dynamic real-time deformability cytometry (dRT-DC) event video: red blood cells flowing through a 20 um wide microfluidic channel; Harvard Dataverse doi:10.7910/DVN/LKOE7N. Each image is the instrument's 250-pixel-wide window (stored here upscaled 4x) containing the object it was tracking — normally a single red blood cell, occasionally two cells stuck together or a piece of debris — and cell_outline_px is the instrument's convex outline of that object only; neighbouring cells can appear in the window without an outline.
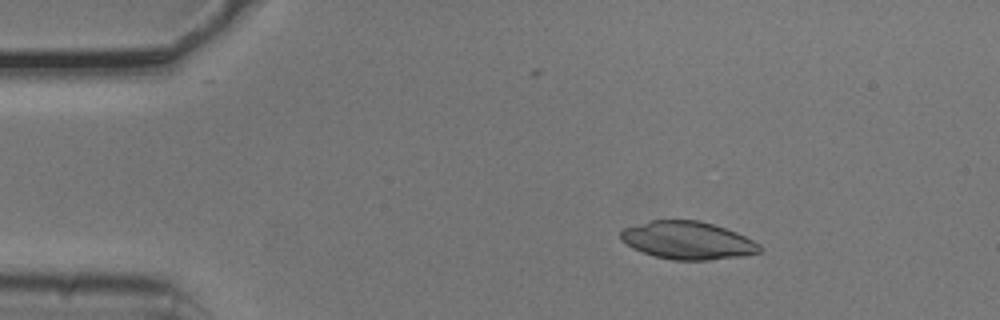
{"species": "common noctule bat (a hibernating species)", "species_latin": "Nyctalus noctula", "temperature_condition": "cold", "stored_images_in_passage": 4, "camera_frame_rate_fps": 3000, "um_per_image_px": 0.085, "animal": {"sex": "male", "body_mass_g": 20.5, "forearm_length_mm": 52.5}, "frame": {"image": 1, "passage_image": 2, "time_ms": 0.333, "image_size_px": [1000, 320], "cell_outline_px": [[760, 252], [744, 256], [708, 260], [672, 260], [656, 256], [632, 248], [620, 240], [620, 232], [624, 228], [652, 220], [700, 220], [736, 232], [760, 244]], "centroid_in_image_um": [58.44, 20.44], "position_along_channel_um": 26.6, "area_um2": 30.46}}